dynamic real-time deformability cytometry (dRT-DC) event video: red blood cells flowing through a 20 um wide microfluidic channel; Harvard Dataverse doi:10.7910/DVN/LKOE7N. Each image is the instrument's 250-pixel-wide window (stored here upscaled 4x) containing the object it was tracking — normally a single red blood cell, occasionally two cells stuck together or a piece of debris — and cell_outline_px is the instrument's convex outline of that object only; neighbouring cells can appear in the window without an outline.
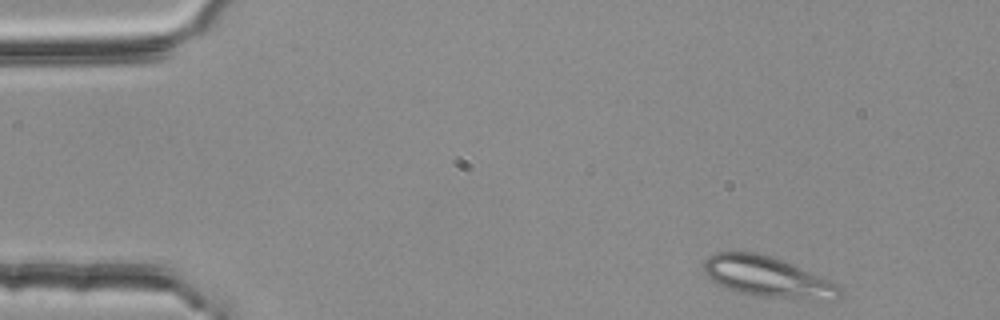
{"species": "common noctule bat (a hibernating species)", "species_latin": "Nyctalus noctula", "temperature_condition": "room temperature", "stored_images_in_passage": 48, "camera_frame_rate_fps": 3000, "um_per_image_px": 0.085, "animal": {"sex": "female", "body_mass_g": 25.1}, "frame": {"image": 1, "passage_image": 1, "time_ms": 0.0, "image_size_px": [1000, 320], "cell_outline_px": [[840, 296], [836, 300], [812, 304], [740, 292], [728, 288], [712, 280], [704, 272], [704, 260], [708, 256], [716, 252], [756, 252], [772, 256], [828, 280], [836, 284], [840, 288]], "centroid_in_image_um": [65.33, 23.6], "position_along_channel_um": 19.7, "area_um2": 32.6}}
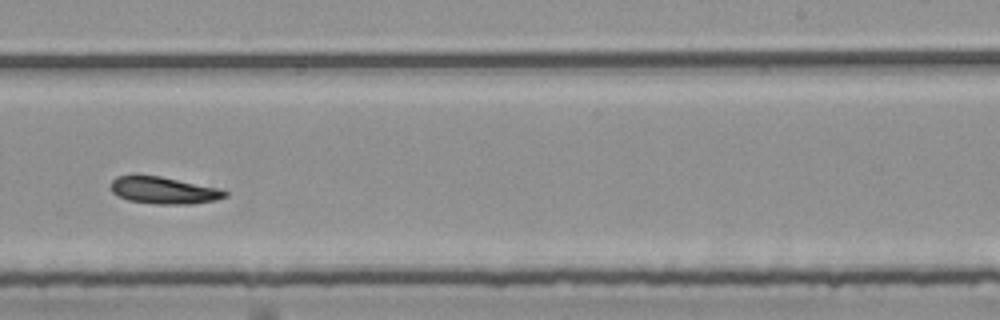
{"frame": {"image": 2, "passage_image": 29, "time_ms": 9.333, "image_size_px": [1000, 320], "cell_outline_px": [[228, 196], [216, 200], [192, 204], [156, 204], [128, 200], [112, 192], [112, 180], [116, 176], [160, 176], [224, 188], [228, 192]], "centroid_in_image_um": [14.03, 16.18], "position_along_channel_um": 275.0, "area_um2": 18.03}}
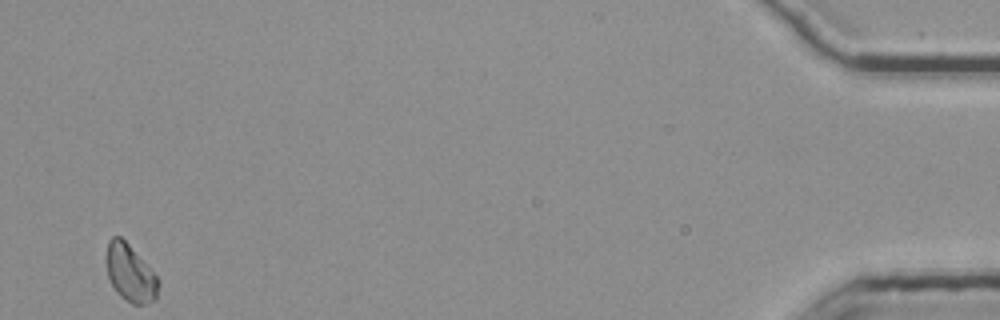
{"frame": {"image": 3, "passage_image": 48, "time_ms": 15.667, "image_size_px": [1000, 320], "cell_outline_px": [[160, 284], [156, 300], [144, 304], [132, 304], [120, 296], [116, 292], [108, 276], [104, 260], [108, 240], [112, 236], [120, 236], [128, 244], [160, 280]], "centroid_in_image_um": [11.05, 23.22], "position_along_channel_um": 424.2, "area_um2": 17.46}}